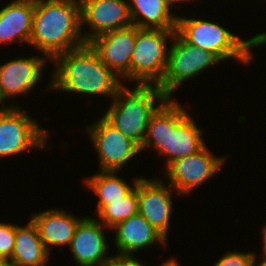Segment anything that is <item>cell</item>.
Segmentation results:
<instances>
[{
  "mask_svg": "<svg viewBox=\"0 0 266 266\" xmlns=\"http://www.w3.org/2000/svg\"><path fill=\"white\" fill-rule=\"evenodd\" d=\"M257 254L254 253V258H253V266H266V255H263L262 254V260L261 261H258L257 263ZM257 263V264H256Z\"/></svg>",
  "mask_w": 266,
  "mask_h": 266,
  "instance_id": "cell-28",
  "label": "cell"
},
{
  "mask_svg": "<svg viewBox=\"0 0 266 266\" xmlns=\"http://www.w3.org/2000/svg\"><path fill=\"white\" fill-rule=\"evenodd\" d=\"M262 229V243H263V252H262V254L263 255H266V223H265V225H264V227H262L261 228Z\"/></svg>",
  "mask_w": 266,
  "mask_h": 266,
  "instance_id": "cell-27",
  "label": "cell"
},
{
  "mask_svg": "<svg viewBox=\"0 0 266 266\" xmlns=\"http://www.w3.org/2000/svg\"><path fill=\"white\" fill-rule=\"evenodd\" d=\"M132 24L142 29L176 30L177 15L167 0H128Z\"/></svg>",
  "mask_w": 266,
  "mask_h": 266,
  "instance_id": "cell-20",
  "label": "cell"
},
{
  "mask_svg": "<svg viewBox=\"0 0 266 266\" xmlns=\"http://www.w3.org/2000/svg\"><path fill=\"white\" fill-rule=\"evenodd\" d=\"M183 106L167 98L150 117L140 151L155 148L165 159L164 169L173 161L193 155L206 144L203 130L198 127Z\"/></svg>",
  "mask_w": 266,
  "mask_h": 266,
  "instance_id": "cell-2",
  "label": "cell"
},
{
  "mask_svg": "<svg viewBox=\"0 0 266 266\" xmlns=\"http://www.w3.org/2000/svg\"><path fill=\"white\" fill-rule=\"evenodd\" d=\"M72 1H76V2L80 3L82 0H72Z\"/></svg>",
  "mask_w": 266,
  "mask_h": 266,
  "instance_id": "cell-32",
  "label": "cell"
},
{
  "mask_svg": "<svg viewBox=\"0 0 266 266\" xmlns=\"http://www.w3.org/2000/svg\"><path fill=\"white\" fill-rule=\"evenodd\" d=\"M176 32L189 44L211 51L221 61L234 59L243 65L252 61V49L266 44V32L244 40L217 22L192 17L177 16Z\"/></svg>",
  "mask_w": 266,
  "mask_h": 266,
  "instance_id": "cell-5",
  "label": "cell"
},
{
  "mask_svg": "<svg viewBox=\"0 0 266 266\" xmlns=\"http://www.w3.org/2000/svg\"><path fill=\"white\" fill-rule=\"evenodd\" d=\"M175 192L172 186H166L162 180L140 177L137 181L138 213L167 240L174 205L172 194Z\"/></svg>",
  "mask_w": 266,
  "mask_h": 266,
  "instance_id": "cell-12",
  "label": "cell"
},
{
  "mask_svg": "<svg viewBox=\"0 0 266 266\" xmlns=\"http://www.w3.org/2000/svg\"><path fill=\"white\" fill-rule=\"evenodd\" d=\"M170 41L167 68L157 85L168 98L182 83L221 62L214 53L189 44L176 31Z\"/></svg>",
  "mask_w": 266,
  "mask_h": 266,
  "instance_id": "cell-7",
  "label": "cell"
},
{
  "mask_svg": "<svg viewBox=\"0 0 266 266\" xmlns=\"http://www.w3.org/2000/svg\"><path fill=\"white\" fill-rule=\"evenodd\" d=\"M86 44L81 32L80 3L35 0L30 46L51 62L56 56Z\"/></svg>",
  "mask_w": 266,
  "mask_h": 266,
  "instance_id": "cell-3",
  "label": "cell"
},
{
  "mask_svg": "<svg viewBox=\"0 0 266 266\" xmlns=\"http://www.w3.org/2000/svg\"><path fill=\"white\" fill-rule=\"evenodd\" d=\"M226 156H215L205 145L197 153L177 159L164 170L168 184L176 194H191L194 189L206 184L207 180L216 176L223 167Z\"/></svg>",
  "mask_w": 266,
  "mask_h": 266,
  "instance_id": "cell-9",
  "label": "cell"
},
{
  "mask_svg": "<svg viewBox=\"0 0 266 266\" xmlns=\"http://www.w3.org/2000/svg\"><path fill=\"white\" fill-rule=\"evenodd\" d=\"M110 230L115 232L114 244L118 254H131L155 245H167V239L155 229L141 214L137 213L116 224Z\"/></svg>",
  "mask_w": 266,
  "mask_h": 266,
  "instance_id": "cell-16",
  "label": "cell"
},
{
  "mask_svg": "<svg viewBox=\"0 0 266 266\" xmlns=\"http://www.w3.org/2000/svg\"><path fill=\"white\" fill-rule=\"evenodd\" d=\"M136 41L133 24L93 38L89 44L119 78L130 83L131 55Z\"/></svg>",
  "mask_w": 266,
  "mask_h": 266,
  "instance_id": "cell-13",
  "label": "cell"
},
{
  "mask_svg": "<svg viewBox=\"0 0 266 266\" xmlns=\"http://www.w3.org/2000/svg\"><path fill=\"white\" fill-rule=\"evenodd\" d=\"M138 213L137 183L135 187L120 200L105 205L98 213L99 222L107 229ZM101 220V221H100Z\"/></svg>",
  "mask_w": 266,
  "mask_h": 266,
  "instance_id": "cell-22",
  "label": "cell"
},
{
  "mask_svg": "<svg viewBox=\"0 0 266 266\" xmlns=\"http://www.w3.org/2000/svg\"><path fill=\"white\" fill-rule=\"evenodd\" d=\"M192 1L191 0H167L169 7H174L177 3L192 2Z\"/></svg>",
  "mask_w": 266,
  "mask_h": 266,
  "instance_id": "cell-30",
  "label": "cell"
},
{
  "mask_svg": "<svg viewBox=\"0 0 266 266\" xmlns=\"http://www.w3.org/2000/svg\"><path fill=\"white\" fill-rule=\"evenodd\" d=\"M0 266H12V264L9 260L0 258Z\"/></svg>",
  "mask_w": 266,
  "mask_h": 266,
  "instance_id": "cell-31",
  "label": "cell"
},
{
  "mask_svg": "<svg viewBox=\"0 0 266 266\" xmlns=\"http://www.w3.org/2000/svg\"><path fill=\"white\" fill-rule=\"evenodd\" d=\"M133 87L122 85L102 116L141 147L150 117L168 97L154 84Z\"/></svg>",
  "mask_w": 266,
  "mask_h": 266,
  "instance_id": "cell-4",
  "label": "cell"
},
{
  "mask_svg": "<svg viewBox=\"0 0 266 266\" xmlns=\"http://www.w3.org/2000/svg\"><path fill=\"white\" fill-rule=\"evenodd\" d=\"M176 30L142 29L136 26L131 55L130 82L158 85L167 68L168 52ZM169 45V46H167Z\"/></svg>",
  "mask_w": 266,
  "mask_h": 266,
  "instance_id": "cell-6",
  "label": "cell"
},
{
  "mask_svg": "<svg viewBox=\"0 0 266 266\" xmlns=\"http://www.w3.org/2000/svg\"><path fill=\"white\" fill-rule=\"evenodd\" d=\"M103 228L107 227L97 219L83 217L80 220L68 247L76 266H104L110 259Z\"/></svg>",
  "mask_w": 266,
  "mask_h": 266,
  "instance_id": "cell-14",
  "label": "cell"
},
{
  "mask_svg": "<svg viewBox=\"0 0 266 266\" xmlns=\"http://www.w3.org/2000/svg\"><path fill=\"white\" fill-rule=\"evenodd\" d=\"M49 60L40 55L19 57L0 64V89L7 99L29 94L42 79V71Z\"/></svg>",
  "mask_w": 266,
  "mask_h": 266,
  "instance_id": "cell-15",
  "label": "cell"
},
{
  "mask_svg": "<svg viewBox=\"0 0 266 266\" xmlns=\"http://www.w3.org/2000/svg\"><path fill=\"white\" fill-rule=\"evenodd\" d=\"M80 17L86 43L104 33L132 25L128 0H82ZM85 25L90 31L82 29Z\"/></svg>",
  "mask_w": 266,
  "mask_h": 266,
  "instance_id": "cell-11",
  "label": "cell"
},
{
  "mask_svg": "<svg viewBox=\"0 0 266 266\" xmlns=\"http://www.w3.org/2000/svg\"><path fill=\"white\" fill-rule=\"evenodd\" d=\"M104 266H146L142 261L138 260L131 254L112 255Z\"/></svg>",
  "mask_w": 266,
  "mask_h": 266,
  "instance_id": "cell-25",
  "label": "cell"
},
{
  "mask_svg": "<svg viewBox=\"0 0 266 266\" xmlns=\"http://www.w3.org/2000/svg\"><path fill=\"white\" fill-rule=\"evenodd\" d=\"M50 254L32 219L25 226L15 223V245L9 260L12 266H47Z\"/></svg>",
  "mask_w": 266,
  "mask_h": 266,
  "instance_id": "cell-19",
  "label": "cell"
},
{
  "mask_svg": "<svg viewBox=\"0 0 266 266\" xmlns=\"http://www.w3.org/2000/svg\"><path fill=\"white\" fill-rule=\"evenodd\" d=\"M160 266H181L175 258H169L168 260L162 262Z\"/></svg>",
  "mask_w": 266,
  "mask_h": 266,
  "instance_id": "cell-26",
  "label": "cell"
},
{
  "mask_svg": "<svg viewBox=\"0 0 266 266\" xmlns=\"http://www.w3.org/2000/svg\"><path fill=\"white\" fill-rule=\"evenodd\" d=\"M35 0H12L0 9V44H30Z\"/></svg>",
  "mask_w": 266,
  "mask_h": 266,
  "instance_id": "cell-18",
  "label": "cell"
},
{
  "mask_svg": "<svg viewBox=\"0 0 266 266\" xmlns=\"http://www.w3.org/2000/svg\"><path fill=\"white\" fill-rule=\"evenodd\" d=\"M19 106L0 109V158L15 157L31 149L47 146L50 131H46ZM46 140V141H45Z\"/></svg>",
  "mask_w": 266,
  "mask_h": 266,
  "instance_id": "cell-8",
  "label": "cell"
},
{
  "mask_svg": "<svg viewBox=\"0 0 266 266\" xmlns=\"http://www.w3.org/2000/svg\"><path fill=\"white\" fill-rule=\"evenodd\" d=\"M95 152L98 154L100 171H120L128 161L139 155L140 147L116 129L103 116L86 126Z\"/></svg>",
  "mask_w": 266,
  "mask_h": 266,
  "instance_id": "cell-10",
  "label": "cell"
},
{
  "mask_svg": "<svg viewBox=\"0 0 266 266\" xmlns=\"http://www.w3.org/2000/svg\"><path fill=\"white\" fill-rule=\"evenodd\" d=\"M118 171H98L95 175L85 178V185L97 196V213L111 202L120 200L136 185L140 177L133 179L132 184L123 180Z\"/></svg>",
  "mask_w": 266,
  "mask_h": 266,
  "instance_id": "cell-21",
  "label": "cell"
},
{
  "mask_svg": "<svg viewBox=\"0 0 266 266\" xmlns=\"http://www.w3.org/2000/svg\"><path fill=\"white\" fill-rule=\"evenodd\" d=\"M47 90L108 96L113 99L124 84L89 43L56 56Z\"/></svg>",
  "mask_w": 266,
  "mask_h": 266,
  "instance_id": "cell-1",
  "label": "cell"
},
{
  "mask_svg": "<svg viewBox=\"0 0 266 266\" xmlns=\"http://www.w3.org/2000/svg\"><path fill=\"white\" fill-rule=\"evenodd\" d=\"M15 245V224L0 222V258L10 260Z\"/></svg>",
  "mask_w": 266,
  "mask_h": 266,
  "instance_id": "cell-23",
  "label": "cell"
},
{
  "mask_svg": "<svg viewBox=\"0 0 266 266\" xmlns=\"http://www.w3.org/2000/svg\"><path fill=\"white\" fill-rule=\"evenodd\" d=\"M6 99L3 97V94H2V92H1V89H0V104H1V107H0V109H6V108H9V107H13V106H17V104L16 105H11V106H6V104H5V101Z\"/></svg>",
  "mask_w": 266,
  "mask_h": 266,
  "instance_id": "cell-29",
  "label": "cell"
},
{
  "mask_svg": "<svg viewBox=\"0 0 266 266\" xmlns=\"http://www.w3.org/2000/svg\"><path fill=\"white\" fill-rule=\"evenodd\" d=\"M254 252L229 251L222 255L213 266H253Z\"/></svg>",
  "mask_w": 266,
  "mask_h": 266,
  "instance_id": "cell-24",
  "label": "cell"
},
{
  "mask_svg": "<svg viewBox=\"0 0 266 266\" xmlns=\"http://www.w3.org/2000/svg\"><path fill=\"white\" fill-rule=\"evenodd\" d=\"M30 218L36 224L44 247L49 253L50 247L64 248L70 245L76 226L82 219L59 208L35 213Z\"/></svg>",
  "mask_w": 266,
  "mask_h": 266,
  "instance_id": "cell-17",
  "label": "cell"
}]
</instances>
